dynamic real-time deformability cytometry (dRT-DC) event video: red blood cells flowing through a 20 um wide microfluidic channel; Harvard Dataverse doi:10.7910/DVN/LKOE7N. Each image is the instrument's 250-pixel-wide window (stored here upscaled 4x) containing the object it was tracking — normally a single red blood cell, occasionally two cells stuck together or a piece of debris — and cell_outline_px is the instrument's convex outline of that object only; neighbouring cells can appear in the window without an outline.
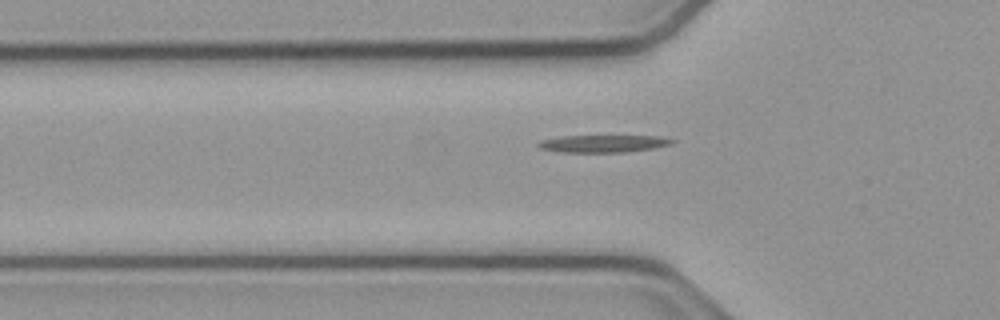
{"species": "common noctule bat (a hibernating species)", "species_latin": "Nyctalus noctula", "temperature_condition": "cold", "stored_images_in_passage": 39, "segment_of_instrument_passage": [1, 2], "camera_frame_rate_fps": 3000, "um_per_image_px": 0.085, "animal": {"sex": "male", "body_mass_g": 23.1, "forearm_length_mm": 52.7}, "frame": {"image": 1, "passage_image": 4, "time_ms": 1.0, "image_size_px": [1000, 320], "cell_outline_px": [[676, 140], [672, 144], [652, 148], [628, 152], [560, 152], [540, 148], [536, 144], [540, 140], [560, 136], [660, 136]], "centroid_in_image_um": [51.26, 12.2], "position_along_channel_um": 74.5, "area_um2": 13.53}}
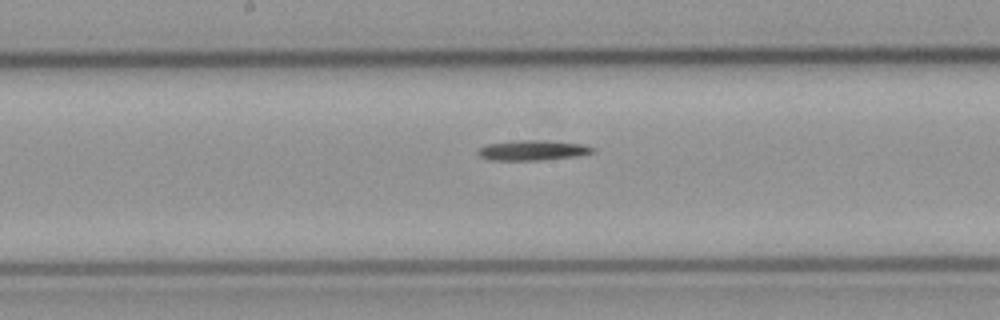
{"frame": {"image": 2, "passage_image": 14, "time_ms": 4.333, "image_size_px": [1000, 320], "cell_outline_px": [[596, 148], [592, 152], [576, 156], [536, 160], [488, 160], [480, 156], [476, 152], [484, 144], [516, 140], [544, 140], [584, 144]], "centroid_in_image_um": [45.23, 12.76], "position_along_channel_um": 203.0, "area_um2": 13.47}}
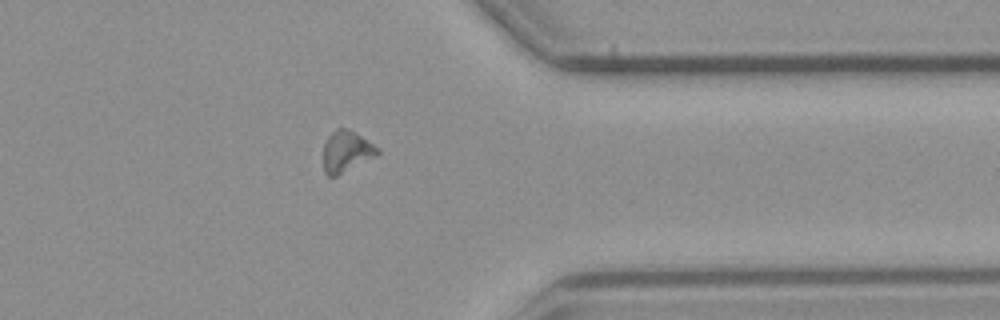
{"frame": {"image": 3, "passage_image": 29, "time_ms": 9.333, "image_size_px": [1000, 320], "cell_outline_px": [[380, 152], [376, 156], [336, 176], [328, 176], [324, 172], [324, 144], [328, 136], [336, 128], [348, 128], [356, 132], [380, 148]], "centroid_in_image_um": [29.46, 12.85], "position_along_channel_um": 381.9, "area_um2": 13.06}}